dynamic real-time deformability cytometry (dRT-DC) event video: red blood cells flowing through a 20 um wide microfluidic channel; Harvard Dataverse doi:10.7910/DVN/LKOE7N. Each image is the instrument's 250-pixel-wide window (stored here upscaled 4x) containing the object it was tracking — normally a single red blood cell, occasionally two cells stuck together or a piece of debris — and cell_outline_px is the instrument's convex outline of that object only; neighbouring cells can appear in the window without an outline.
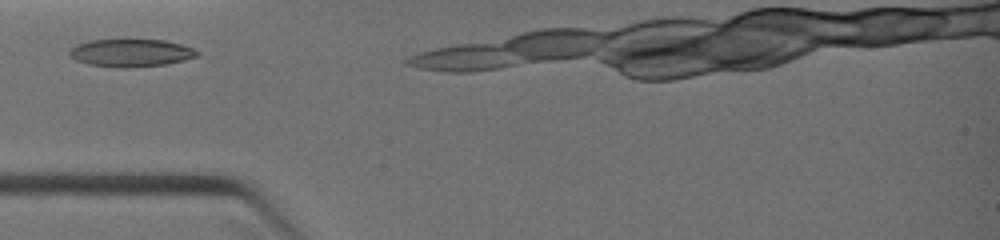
{"species": "common noctule bat (a hibernating species)", "species_latin": "Nyctalus noctula", "temperature_condition": "warm", "stored_images_in_passage": 2, "camera_frame_rate_fps": 3000, "um_per_image_px": 0.085, "animal": {"sex": "female", "body_mass_g": 19.0, "forearm_length_mm": 51.5}, "frame": {"image": 1, "passage_image": 1, "time_ms": 0.0, "image_size_px": [1000, 240], "cell_outline_px": [[200, 52], [196, 56], [184, 60], [164, 64], [128, 68], [124, 68], [88, 64], [76, 60], [68, 56], [68, 52], [76, 44], [92, 40], [124, 36], [164, 40], [180, 44], [192, 48]], "centroid_in_image_um": [11.08, 4.44], "position_along_channel_um": 73.9, "area_um2": 21.44}}